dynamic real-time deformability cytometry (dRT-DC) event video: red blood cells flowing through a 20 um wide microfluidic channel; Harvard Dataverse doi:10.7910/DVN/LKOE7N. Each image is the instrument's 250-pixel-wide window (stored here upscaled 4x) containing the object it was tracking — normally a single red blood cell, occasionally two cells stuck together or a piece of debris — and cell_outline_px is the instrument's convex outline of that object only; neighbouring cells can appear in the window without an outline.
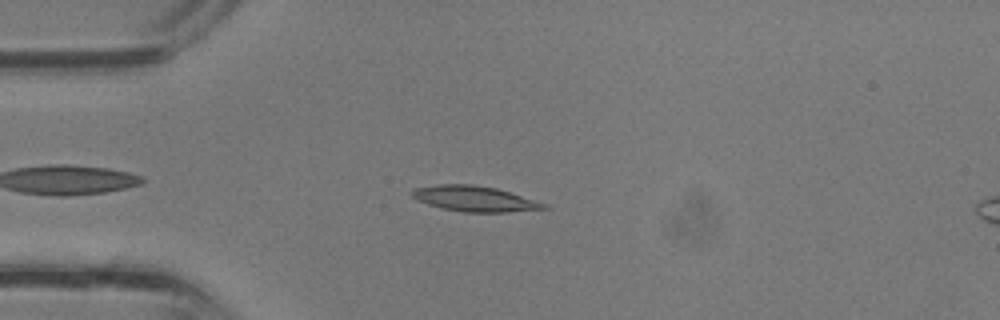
{"species": "common noctule bat (a hibernating species)", "species_latin": "Nyctalus noctula", "temperature_condition": "room temperature", "stored_images_in_passage": 31, "camera_frame_rate_fps": 3000, "um_per_image_px": 0.085, "animal": {"sex": "male", "body_mass_g": 13.3}, "frame": {"image": 1, "passage_image": 4, "time_ms": 1.0, "image_size_px": [1000, 320], "cell_outline_px": [[552, 208], [508, 212], [460, 212], [440, 208], [416, 200], [412, 196], [412, 192], [416, 188], [436, 184], [472, 184], [496, 188], [548, 204]], "centroid_in_image_um": [40.35, 16.9], "position_along_channel_um": 44.6, "area_um2": 19.65}}
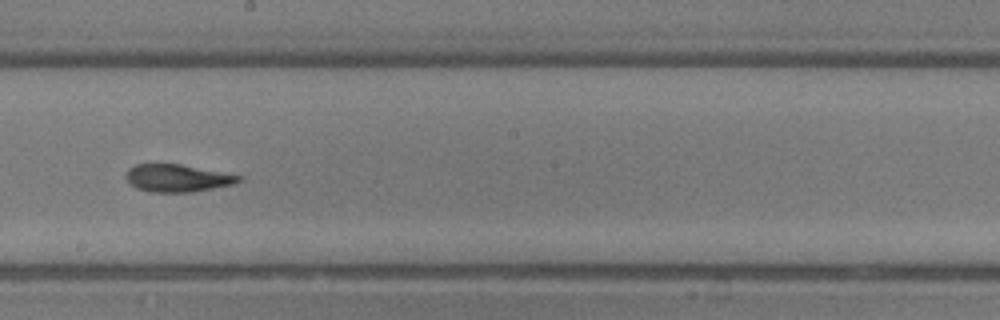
{"frame": {"image": 2, "passage_image": 15, "time_ms": 4.667, "image_size_px": [1000, 320], "cell_outline_px": [[244, 180], [232, 184], [192, 192], [152, 192], [136, 188], [128, 184], [124, 176], [128, 168], [136, 164], [180, 164], [240, 176]], "centroid_in_image_um": [14.99, 15.14], "position_along_channel_um": 233.2, "area_um2": 17.98}}
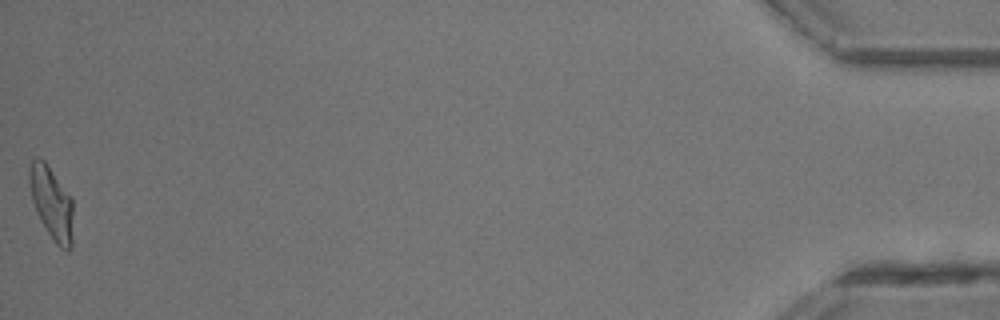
{"frame": {"image": 3, "passage_image": 31, "time_ms": 10.0, "image_size_px": [1000, 320], "cell_outline_px": [[72, 248], [68, 252], [60, 248], [56, 244], [40, 220], [32, 200], [28, 180], [28, 168], [32, 160], [36, 156], [40, 156], [44, 160], [72, 196]], "centroid_in_image_um": [4.38, 17.22], "position_along_channel_um": 430.8, "area_um2": 18.84}}